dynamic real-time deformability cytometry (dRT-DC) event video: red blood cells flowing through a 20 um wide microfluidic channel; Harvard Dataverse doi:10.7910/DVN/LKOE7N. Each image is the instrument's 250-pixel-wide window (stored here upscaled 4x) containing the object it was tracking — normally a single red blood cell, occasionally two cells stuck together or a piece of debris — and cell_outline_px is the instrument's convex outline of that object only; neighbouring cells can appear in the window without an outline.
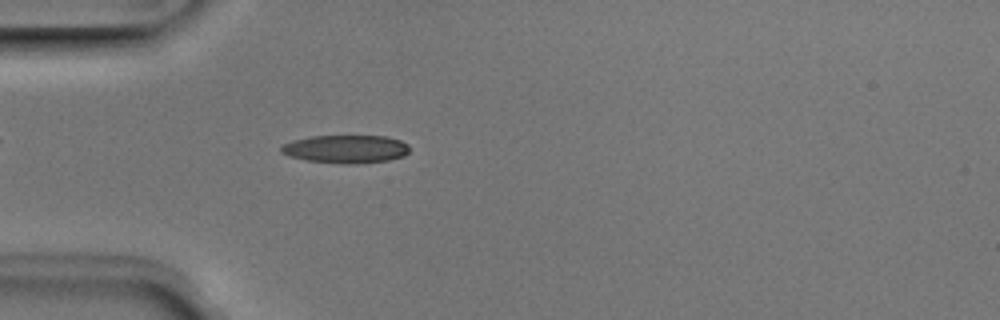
{"species": "Egyptian fruit bat (a non-hibernating species)", "species_latin": "Rousettus aegyptiacus", "temperature_condition": "room temperature", "stored_images_in_passage": 5, "camera_frame_rate_fps": 3000, "um_per_image_px": 0.085, "animal": {"sex": "male"}, "frame": {"image": 1, "passage_image": 5, "time_ms": 1.333, "image_size_px": [1000, 320], "cell_outline_px": [[408, 152], [404, 156], [388, 160], [356, 164], [344, 164], [308, 160], [288, 156], [280, 152], [280, 148], [284, 144], [296, 140], [312, 136], [384, 136], [400, 140], [408, 144]], "centroid_in_image_um": [29.41, 12.67], "position_along_channel_um": 55.6, "area_um2": 20.87}}